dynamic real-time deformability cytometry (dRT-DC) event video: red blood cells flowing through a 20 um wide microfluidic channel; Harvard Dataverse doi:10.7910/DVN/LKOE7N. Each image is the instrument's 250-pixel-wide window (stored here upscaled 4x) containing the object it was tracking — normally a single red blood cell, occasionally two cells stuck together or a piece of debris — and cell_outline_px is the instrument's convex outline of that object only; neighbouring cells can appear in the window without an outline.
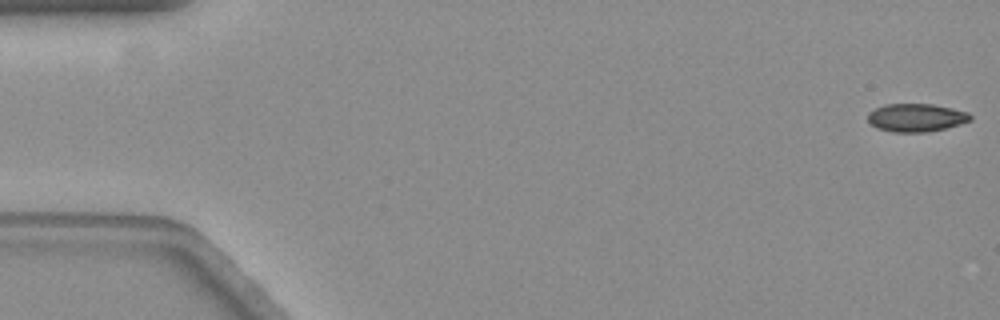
{"species": "common noctule bat (a hibernating species)", "species_latin": "Nyctalus noctula", "temperature_condition": "warm", "stored_images_in_passage": 58, "camera_frame_rate_fps": 3000, "um_per_image_px": 0.085, "animal": {"sex": "female", "body_mass_g": 19.3, "forearm_length_mm": 54.1}, "frame": {"image": 1, "passage_image": 1, "time_ms": 0.0, "image_size_px": [1000, 320], "cell_outline_px": [[972, 120], [960, 124], [944, 128], [924, 132], [892, 132], [876, 128], [868, 120], [868, 112], [884, 104], [932, 104], [952, 108], [968, 112], [972, 116]], "centroid_in_image_um": [77.87, 9.99], "position_along_channel_um": 7.1, "area_um2": 16.76}}
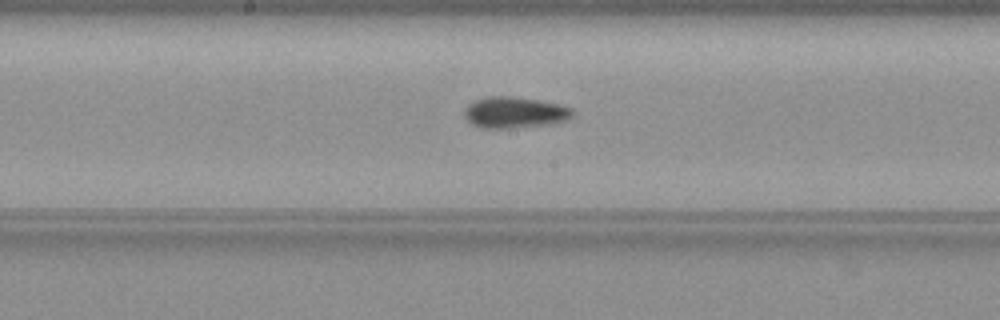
{"frame": {"image": 2, "passage_image": 30, "time_ms": 9.667, "image_size_px": [1000, 320], "cell_outline_px": [[572, 116], [568, 120], [548, 124], [508, 128], [480, 128], [472, 124], [464, 116], [464, 108], [468, 104], [476, 100], [488, 96], [508, 96], [540, 100], [560, 104], [572, 108]], "centroid_in_image_um": [43.73, 9.55], "position_along_channel_um": 204.5, "area_um2": 19.65}}
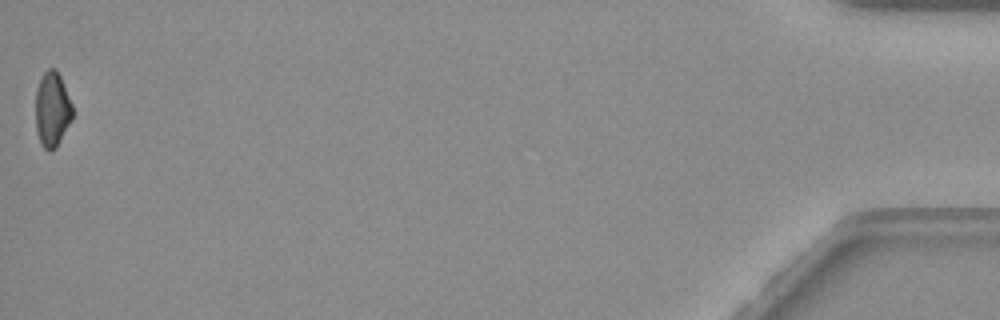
{"frame": {"image": 3, "passage_image": 58, "time_ms": 19.0, "image_size_px": [1000, 320], "cell_outline_px": [[72, 120], [56, 148], [52, 152], [48, 152], [40, 144], [36, 132], [36, 88], [44, 72], [48, 68], [56, 68], [60, 76], [72, 104]], "centroid_in_image_um": [4.43, 9.34], "position_along_channel_um": 430.8, "area_um2": 16.3}, "authors_computed_cell_mechanics": {"area_um2": 17.5712, "velocity_mm_per_s": 3.5536, "shape_relaxation_time_tau1_ms": 9.333, "shape_relaxation_time_tau2_ms": 2.8695, "deformation_change_tau1": 0.16, "deformation_change_tau2": 0.0597}}